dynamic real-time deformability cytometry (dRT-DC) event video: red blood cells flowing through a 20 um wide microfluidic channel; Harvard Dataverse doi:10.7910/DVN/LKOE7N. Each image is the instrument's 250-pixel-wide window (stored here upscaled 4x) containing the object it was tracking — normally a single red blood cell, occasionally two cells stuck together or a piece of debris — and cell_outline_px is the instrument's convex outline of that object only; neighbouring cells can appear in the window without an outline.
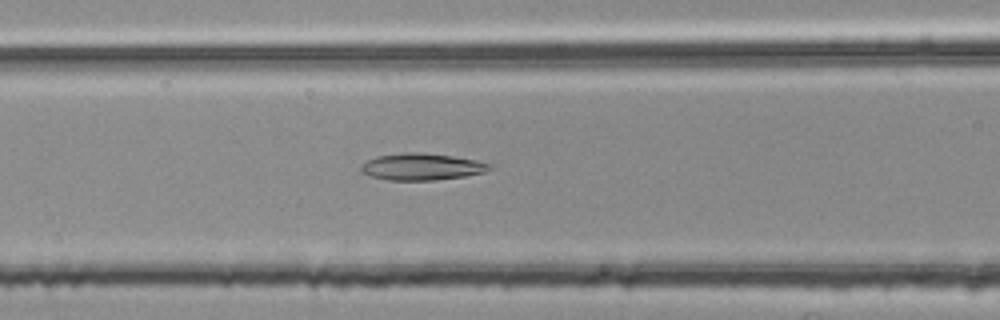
{"species": "common noctule bat (a hibernating species)", "species_latin": "Nyctalus noctula", "temperature_condition": "room temperature", "stored_images_in_passage": 55, "segment_of_instrument_passage": [1, 2], "camera_frame_rate_fps": 3000, "um_per_image_px": 0.085, "animal": {"sex": "female", "body_mass_g": 25.1}, "frame": {"image": 1, "passage_image": 22, "time_ms": 7.0, "image_size_px": [1000, 320], "cell_outline_px": [[492, 168], [484, 172], [464, 176], [436, 180], [388, 180], [372, 176], [364, 172], [360, 168], [368, 160], [376, 156], [404, 152], [420, 152], [452, 156], [476, 160], [492, 164]], "centroid_in_image_um": [35.88, 14.16], "position_along_channel_um": 130.7, "area_um2": 19.88}}
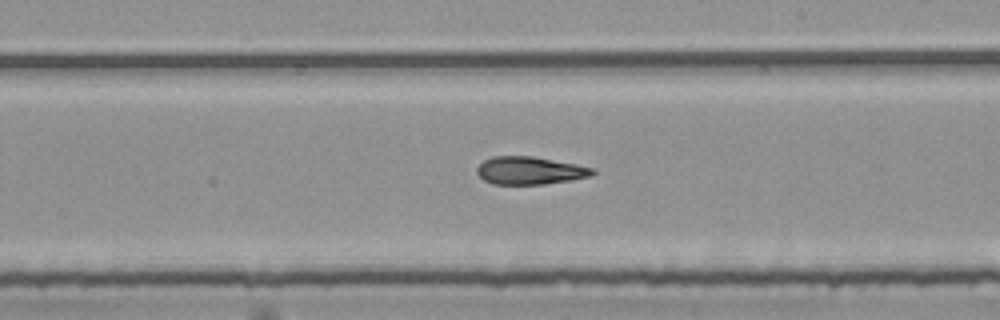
{"frame": {"image": 2, "passage_image": 31, "time_ms": 10.0, "image_size_px": [1000, 320], "cell_outline_px": [[596, 172], [592, 176], [544, 184], [492, 184], [484, 180], [476, 172], [476, 168], [484, 160], [492, 156], [532, 156], [576, 164], [592, 168]], "centroid_in_image_um": [45.01, 14.49], "position_along_channel_um": 244.0, "area_um2": 18.61}}
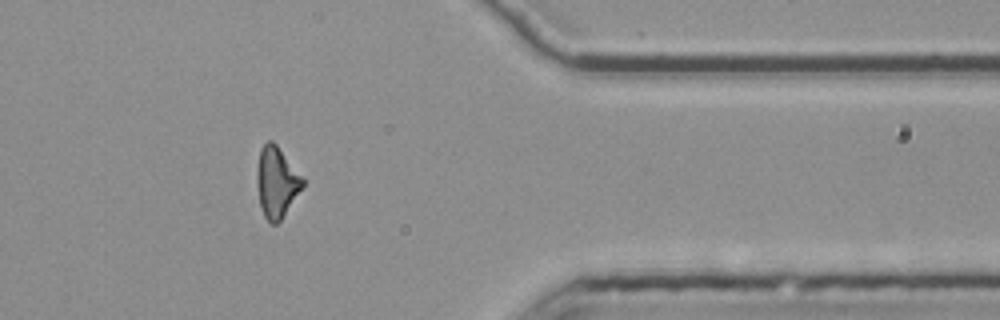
{"frame": {"image": 3, "passage_image": 44, "time_ms": 14.333, "image_size_px": [1000, 320], "cell_outline_px": [[304, 184], [280, 220], [276, 224], [272, 224], [264, 216], [260, 204], [256, 180], [256, 172], [260, 148], [268, 140], [272, 140], [276, 144], [304, 180]], "centroid_in_image_um": [23.47, 15.46], "position_along_channel_um": 387.9, "area_um2": 18.38}}